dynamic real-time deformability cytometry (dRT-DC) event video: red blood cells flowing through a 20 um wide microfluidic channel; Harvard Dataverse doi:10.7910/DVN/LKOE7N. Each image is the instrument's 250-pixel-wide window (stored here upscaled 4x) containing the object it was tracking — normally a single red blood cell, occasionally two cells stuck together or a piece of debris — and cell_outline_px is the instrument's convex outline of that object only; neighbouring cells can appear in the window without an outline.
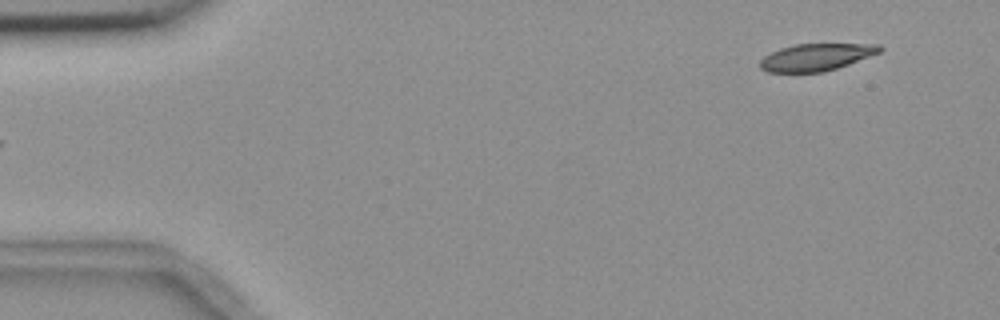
{"species": "common noctule bat (a hibernating species)", "species_latin": "Nyctalus noctula", "temperature_condition": "room temperature", "stored_images_in_passage": 3, "camera_frame_rate_fps": 3000, "um_per_image_px": 0.085, "animal": {"sex": "female", "body_mass_g": 18.4}, "frame": {"image": 1, "passage_image": 3, "time_ms": 2.333, "image_size_px": [1000, 320], "cell_outline_px": [[884, 48], [880, 52], [848, 64], [824, 72], [768, 72], [760, 68], [760, 60], [764, 56], [780, 48], [796, 44], [880, 44]], "centroid_in_image_um": [69.37, 4.85], "position_along_channel_um": 15.6, "area_um2": 18.79}}